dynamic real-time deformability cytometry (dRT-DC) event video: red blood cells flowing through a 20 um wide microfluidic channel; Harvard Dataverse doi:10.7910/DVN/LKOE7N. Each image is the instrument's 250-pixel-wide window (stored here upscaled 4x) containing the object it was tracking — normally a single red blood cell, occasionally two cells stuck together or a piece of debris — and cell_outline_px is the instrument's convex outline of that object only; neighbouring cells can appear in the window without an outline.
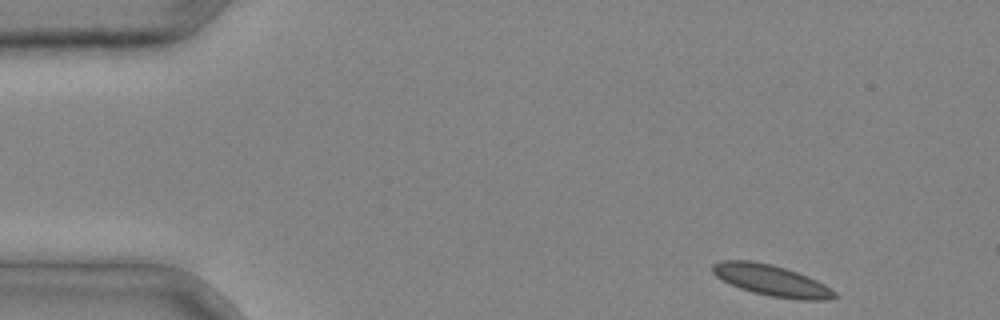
{"species": "common noctule bat (a hibernating species)", "species_latin": "Nyctalus noctula", "temperature_condition": "cold", "stored_images_in_passage": 3, "camera_frame_rate_fps": 3000, "um_per_image_px": 0.085, "animal": {"sex": "male", "body_mass_g": 20.4}, "frame": {"image": 1, "passage_image": 1, "time_ms": 0.0, "image_size_px": [1000, 320], "cell_outline_px": [[840, 296], [824, 300], [800, 300], [768, 296], [752, 292], [740, 288], [716, 276], [712, 272], [712, 264], [720, 260], [752, 260], [772, 264], [808, 276], [824, 284], [836, 292]], "centroid_in_image_um": [65.58, 23.83], "position_along_channel_um": 19.4, "area_um2": 22.14}}